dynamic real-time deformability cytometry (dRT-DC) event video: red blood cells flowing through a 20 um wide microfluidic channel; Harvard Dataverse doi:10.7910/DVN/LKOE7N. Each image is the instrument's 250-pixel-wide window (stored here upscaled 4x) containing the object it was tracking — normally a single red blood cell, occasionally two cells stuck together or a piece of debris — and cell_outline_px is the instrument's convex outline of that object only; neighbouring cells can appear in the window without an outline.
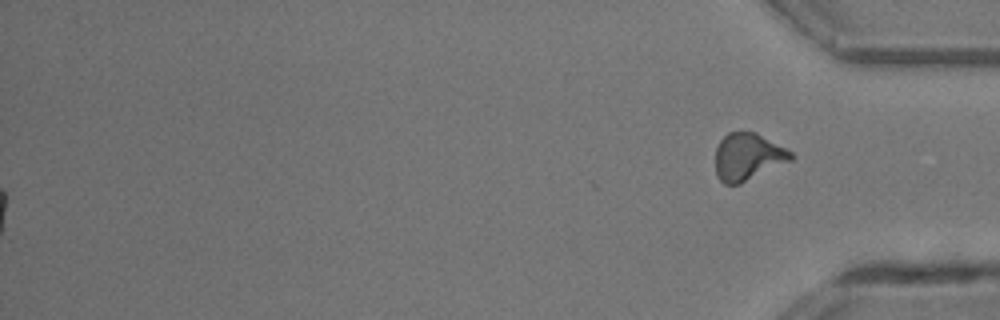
{"species": "common noctule bat (a hibernating species)", "species_latin": "Nyctalus noctula", "temperature_condition": "room temperature", "stored_images_in_passage": 43, "segment_of_instrument_passage": [2, 2], "camera_frame_rate_fps": 3000, "um_per_image_px": 0.085, "animal": {"sex": "male", "body_mass_g": 13.3}, "frame": {"image": 1, "passage_image": 43, "time_ms": 14.0, "image_size_px": [1000, 320], "cell_outline_px": [[796, 156], [792, 160], [740, 184], [724, 184], [716, 176], [716, 148], [720, 140], [728, 132], [756, 132], [792, 152]], "centroid_in_image_um": [63.56, 13.33], "position_along_channel_um": 371.6, "area_um2": 20.75}}